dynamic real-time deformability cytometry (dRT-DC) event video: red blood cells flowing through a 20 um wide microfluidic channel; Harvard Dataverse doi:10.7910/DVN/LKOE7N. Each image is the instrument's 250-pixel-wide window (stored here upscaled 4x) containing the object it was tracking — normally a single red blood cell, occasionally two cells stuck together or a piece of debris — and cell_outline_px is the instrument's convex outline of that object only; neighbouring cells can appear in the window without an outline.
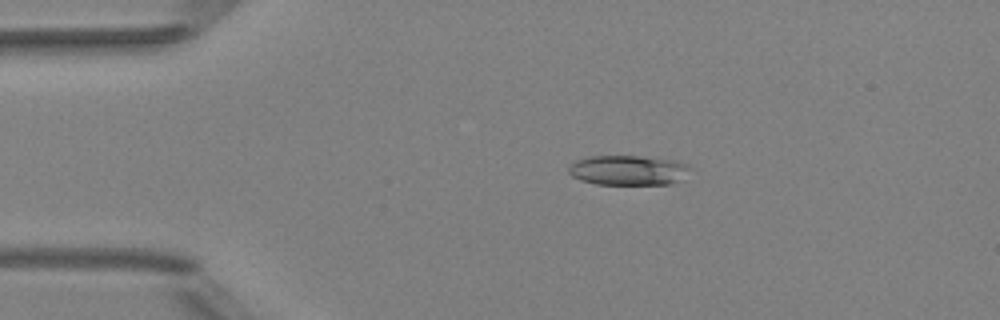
{"species": "Egyptian fruit bat (a non-hibernating species)", "species_latin": "Rousettus aegyptiacus", "temperature_condition": "room temperature", "stored_images_in_passage": 3, "camera_frame_rate_fps": 3000, "um_per_image_px": 0.085, "animal": {"sex": "female"}, "frame": {"image": 1, "passage_image": 2, "time_ms": 1.333, "image_size_px": [1000, 320], "cell_outline_px": [[692, 168], [676, 180], [668, 184], [596, 184], [580, 180], [572, 176], [568, 172], [568, 168], [576, 160], [588, 156], [640, 156], [676, 160], [688, 164]], "centroid_in_image_um": [53.35, 14.45], "position_along_channel_um": 31.6, "area_um2": 20.98}}